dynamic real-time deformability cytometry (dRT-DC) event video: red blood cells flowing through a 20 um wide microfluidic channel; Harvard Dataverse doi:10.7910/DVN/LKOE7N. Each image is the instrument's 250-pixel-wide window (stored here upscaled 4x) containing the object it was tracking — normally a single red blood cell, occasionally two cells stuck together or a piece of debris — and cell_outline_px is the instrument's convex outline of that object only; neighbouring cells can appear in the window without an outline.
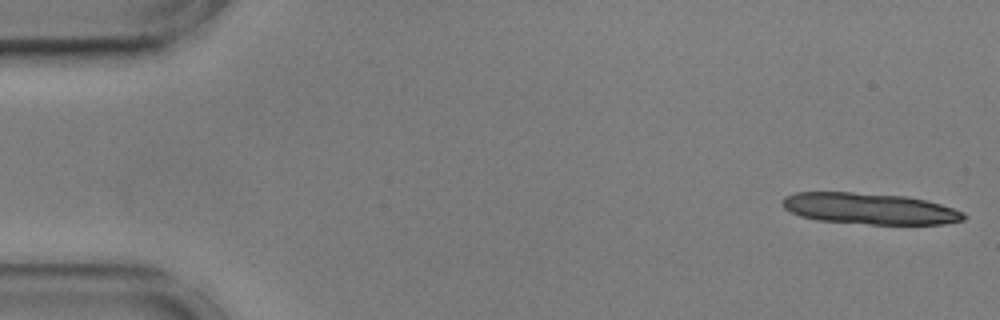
{"species": "common noctule bat (a hibernating species)", "species_latin": "Nyctalus noctula", "temperature_condition": "cold", "stored_images_in_passage": 12, "camera_frame_rate_fps": 3000, "um_per_image_px": 0.085, "animal": {"sex": "male", "body_mass_g": 17.9, "forearm_length_mm": 54.2}, "frame": {"image": 1, "passage_image": 1, "time_ms": 0.0, "image_size_px": [1000, 320], "cell_outline_px": [[968, 216], [964, 220], [944, 224], [868, 224], [816, 220], [800, 216], [784, 208], [780, 204], [780, 200], [784, 196], [796, 192], [852, 192], [904, 196], [924, 200], [940, 204], [964, 212]], "centroid_in_image_um": [73.88, 17.73], "position_along_channel_um": 11.1, "area_um2": 33.12}}